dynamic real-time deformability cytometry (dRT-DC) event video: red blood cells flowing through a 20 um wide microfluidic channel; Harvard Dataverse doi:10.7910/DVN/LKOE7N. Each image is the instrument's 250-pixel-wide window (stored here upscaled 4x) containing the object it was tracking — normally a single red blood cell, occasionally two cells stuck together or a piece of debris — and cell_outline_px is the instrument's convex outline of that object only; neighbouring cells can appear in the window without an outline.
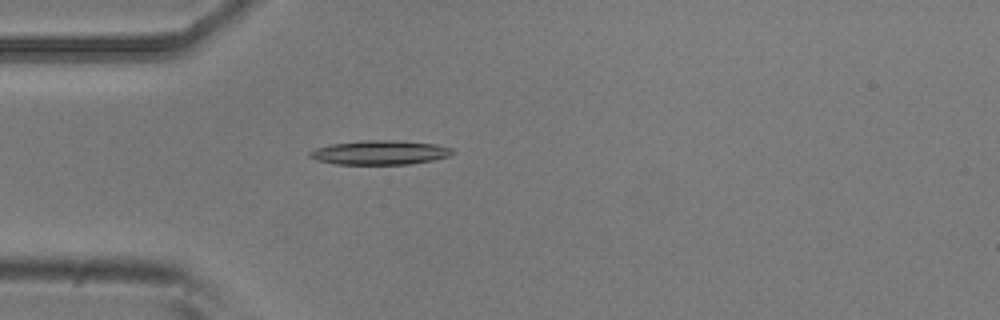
{"species": "common noctule bat (a hibernating species)", "species_latin": "Nyctalus noctula", "temperature_condition": "room temperature", "stored_images_in_passage": 4, "camera_frame_rate_fps": 3000, "um_per_image_px": 0.085, "animal": {"sex": "male", "body_mass_g": 20.5, "forearm_length_mm": 52.5}, "frame": {"image": 1, "passage_image": 4, "time_ms": 1.0, "image_size_px": [1000, 320], "cell_outline_px": [[456, 152], [452, 156], [432, 160], [408, 164], [336, 164], [316, 160], [308, 156], [308, 152], [316, 148], [332, 144], [360, 140], [404, 140], [436, 144], [452, 148]], "centroid_in_image_um": [32.33, 12.95], "position_along_channel_um": 52.7, "area_um2": 20.4}}